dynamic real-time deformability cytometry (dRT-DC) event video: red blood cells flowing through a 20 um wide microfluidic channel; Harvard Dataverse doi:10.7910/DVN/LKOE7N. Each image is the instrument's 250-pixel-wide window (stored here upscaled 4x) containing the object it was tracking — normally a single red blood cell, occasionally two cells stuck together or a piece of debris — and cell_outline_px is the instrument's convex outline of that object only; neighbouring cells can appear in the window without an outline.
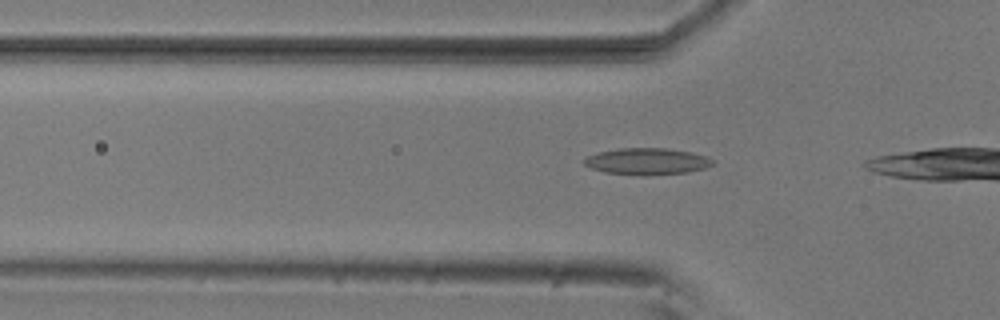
{"species": "common noctule bat (a hibernating species)", "species_latin": "Nyctalus noctula", "temperature_condition": "room temperature", "stored_images_in_passage": 7, "camera_frame_rate_fps": 3000, "um_per_image_px": 0.085, "animal": {"sex": "male", "body_mass_g": 20.5, "forearm_length_mm": 52.5}, "frame": {"image": 1, "passage_image": 4, "time_ms": 1.0, "image_size_px": [1000, 320], "cell_outline_px": [[716, 164], [704, 168], [688, 172], [640, 176], [604, 172], [592, 168], [584, 164], [584, 160], [588, 156], [600, 152], [620, 148], [668, 148], [692, 152], [708, 156]], "centroid_in_image_um": [55.04, 13.72], "position_along_channel_um": 70.8, "area_um2": 20.0}}